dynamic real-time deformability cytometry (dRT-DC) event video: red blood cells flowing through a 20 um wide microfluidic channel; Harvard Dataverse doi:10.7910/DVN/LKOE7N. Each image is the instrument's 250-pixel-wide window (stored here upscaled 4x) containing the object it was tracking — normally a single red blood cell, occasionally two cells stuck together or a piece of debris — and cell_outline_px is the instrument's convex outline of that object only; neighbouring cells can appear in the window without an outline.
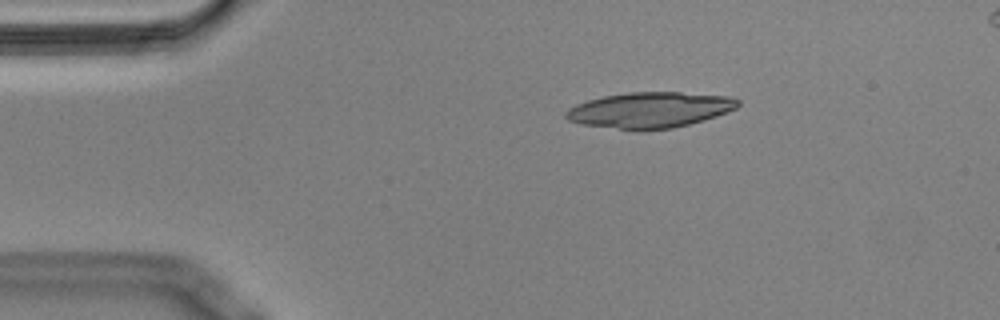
{"species": "Egyptian fruit bat (a non-hibernating species)", "species_latin": "Rousettus aegyptiacus", "temperature_condition": "cold", "stored_images_in_passage": 46, "camera_frame_rate_fps": 3000, "um_per_image_px": 0.085, "animal": {"sex": "male"}, "frame": {"image": 1, "passage_image": 1, "time_ms": 0.0, "image_size_px": [1000, 320], "cell_outline_px": [[740, 104], [736, 108], [716, 116], [704, 120], [672, 128], [644, 132], [636, 132], [580, 124], [568, 120], [564, 116], [564, 112], [568, 108], [576, 104], [588, 100], [604, 96], [628, 92], [680, 92], [728, 96], [740, 100]], "centroid_in_image_um": [55.19, 9.37], "position_along_channel_um": 29.8, "area_um2": 36.41}}